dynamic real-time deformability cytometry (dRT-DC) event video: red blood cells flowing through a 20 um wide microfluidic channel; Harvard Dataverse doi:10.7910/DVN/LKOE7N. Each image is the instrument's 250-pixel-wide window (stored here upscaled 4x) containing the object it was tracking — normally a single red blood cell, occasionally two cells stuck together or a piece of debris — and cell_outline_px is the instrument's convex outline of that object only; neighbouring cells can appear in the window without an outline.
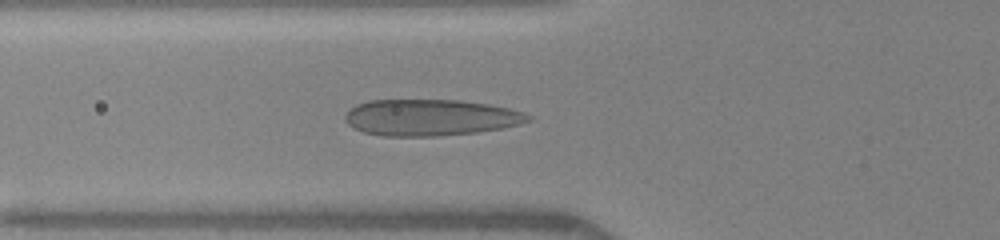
{"species": "human", "species_latin": "Homo sapiens", "temperature_condition": "warm", "stored_images_in_passage": 49, "camera_frame_rate_fps": 3000, "um_per_image_px": 0.085, "donor": {"sex": "female"}, "frame": {"image": 1, "passage_image": 19, "time_ms": 6.0, "image_size_px": [1000, 240], "cell_outline_px": [[532, 120], [520, 124], [500, 128], [476, 132], [440, 136], [384, 136], [364, 132], [348, 124], [344, 116], [356, 104], [368, 100], [460, 100], [488, 104], [508, 108], [524, 112], [532, 116]], "centroid_in_image_um": [36.61, 9.98], "position_along_channel_um": 89.2, "area_um2": 38.73}}
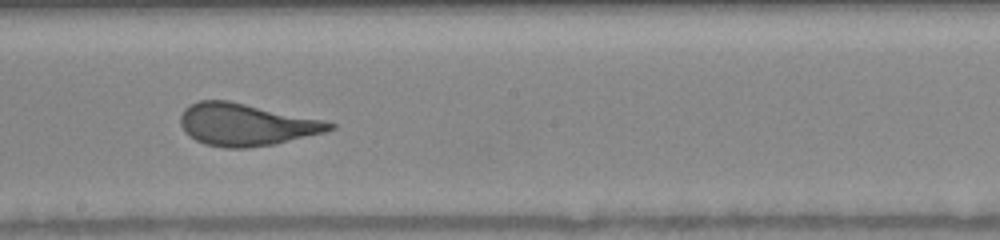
{"frame": {"image": 2, "passage_image": 29, "time_ms": 9.333, "image_size_px": [1000, 240], "cell_outline_px": [[336, 128], [324, 132], [272, 144], [248, 148], [224, 148], [204, 144], [196, 140], [184, 132], [180, 124], [180, 116], [184, 108], [200, 100], [228, 100], [324, 120], [336, 124]], "centroid_in_image_um": [20.88, 10.59], "position_along_channel_um": 227.3, "area_um2": 36.53}}
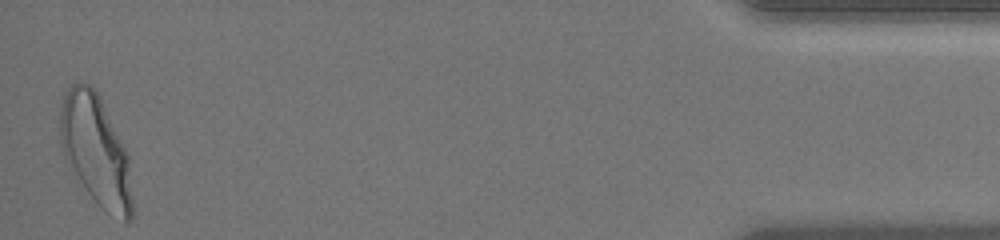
{"frame": {"image": 3, "passage_image": 49, "time_ms": 16.0, "image_size_px": [1000, 240], "cell_outline_px": [[132, 216], [124, 224], [104, 212], [88, 192], [68, 164], [60, 140], [60, 108], [64, 96], [68, 88], [72, 84], [88, 84], [96, 88], [100, 96], [128, 156], [132, 200]], "centroid_in_image_um": [8.15, 12.82], "position_along_channel_um": 427.0, "area_um2": 46.01}, "authors_computed_cell_mechanics": {"area_um2": 36.992, "velocity_mm_per_s": 4.1235, "shape_relaxation_time_tau1_ms": 4.7511, "shape_relaxation_time_tau2_ms": null, "deformation_change_tau1": 0.195, "deformation_change_tau2": null}}